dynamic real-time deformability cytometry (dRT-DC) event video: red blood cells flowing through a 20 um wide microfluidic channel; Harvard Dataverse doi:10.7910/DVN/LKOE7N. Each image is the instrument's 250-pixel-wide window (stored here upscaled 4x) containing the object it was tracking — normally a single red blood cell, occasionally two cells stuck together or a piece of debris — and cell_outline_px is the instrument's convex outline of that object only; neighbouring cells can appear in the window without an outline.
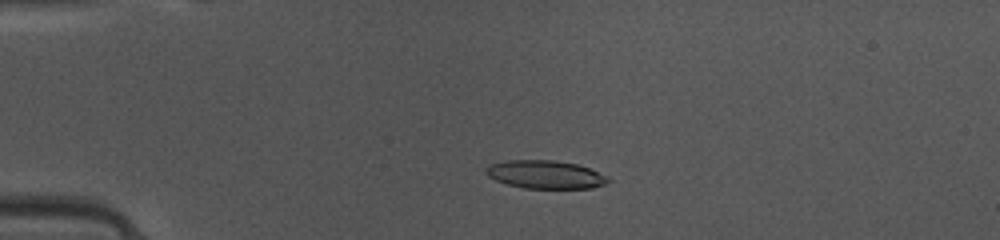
{"species": "common noctule bat (a hibernating species)", "species_latin": "Nyctalus noctula", "temperature_condition": "warm", "stored_images_in_passage": 45, "camera_frame_rate_fps": 3000, "um_per_image_px": 0.085, "animal": {"sex": "female", "body_mass_g": 10.0, "forearm_length_mm": 53.1}, "frame": {"image": 1, "passage_image": 8, "time_ms": 2.333, "image_size_px": [1000, 240], "cell_outline_px": [[612, 180], [604, 184], [592, 188], [524, 188], [508, 184], [496, 180], [488, 176], [484, 172], [484, 168], [488, 164], [508, 160], [552, 160], [576, 164], [588, 168], [608, 176]], "centroid_in_image_um": [46.33, 14.83], "position_along_channel_um": 38.7, "area_um2": 20.06}}
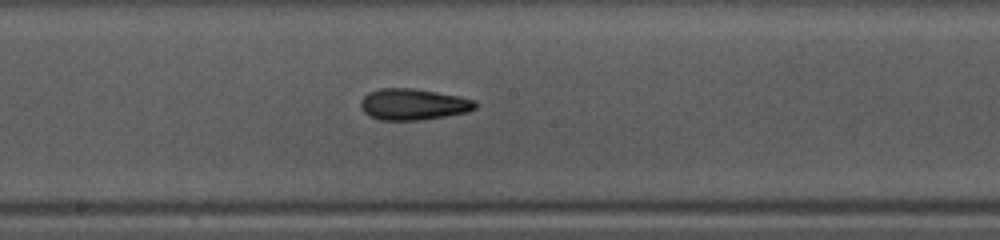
{"frame": {"image": 2, "passage_image": 23, "time_ms": 7.333, "image_size_px": [1000, 240], "cell_outline_px": [[476, 108], [468, 112], [420, 120], [380, 120], [368, 116], [360, 108], [360, 100], [368, 92], [380, 88], [412, 88], [460, 96], [476, 100]], "centroid_in_image_um": [35.1, 8.87], "position_along_channel_um": 213.1, "area_um2": 21.04}}
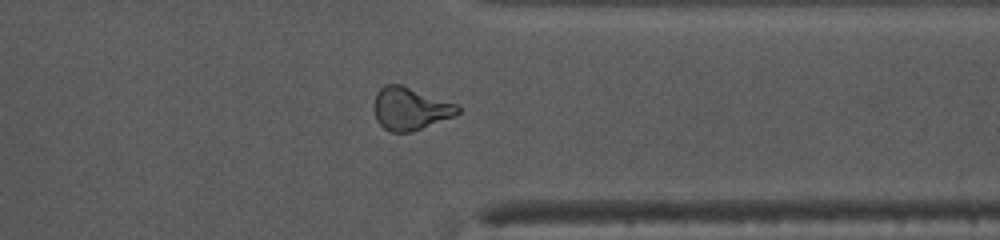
{"frame": {"image": 3, "passage_image": 35, "time_ms": 11.333, "image_size_px": [1000, 240], "cell_outline_px": [[460, 112], [456, 116], [412, 132], [392, 132], [384, 128], [376, 120], [372, 108], [372, 104], [376, 92], [384, 84], [400, 84], [456, 104], [460, 108]], "centroid_in_image_um": [34.83, 9.24], "position_along_channel_um": 376.6, "area_um2": 21.04}}